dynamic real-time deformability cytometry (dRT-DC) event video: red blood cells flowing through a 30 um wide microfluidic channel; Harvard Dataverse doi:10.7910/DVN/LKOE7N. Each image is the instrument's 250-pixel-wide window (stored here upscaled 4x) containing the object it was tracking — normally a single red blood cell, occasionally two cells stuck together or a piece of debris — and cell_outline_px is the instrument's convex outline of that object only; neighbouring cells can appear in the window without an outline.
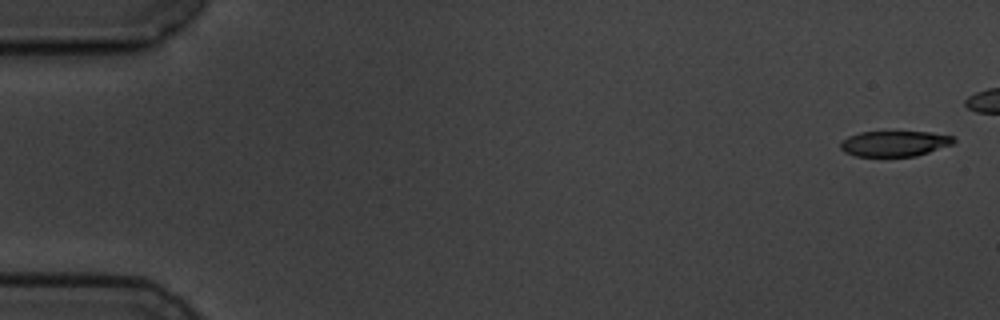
{"species": "common noctule bat (a hibernating species)", "species_latin": "Nyctalus noctula", "temperature_condition": "cold", "stored_images_in_passage": 8, "camera_frame_rate_fps": 3000, "um_per_image_px": 0.085, "animal": {"sex": "male", "body_mass_g": 19.5, "forearm_length_mm": 54.6}, "frame": {"image": 1, "passage_image": 1, "time_ms": 0.0, "image_size_px": [1000, 320], "cell_outline_px": [[956, 140], [952, 144], [916, 156], [856, 156], [844, 152], [840, 148], [840, 140], [848, 136], [860, 132], [932, 132], [952, 136]], "centroid_in_image_um": [75.99, 12.2], "position_along_channel_um": 9.0, "area_um2": 16.82}}
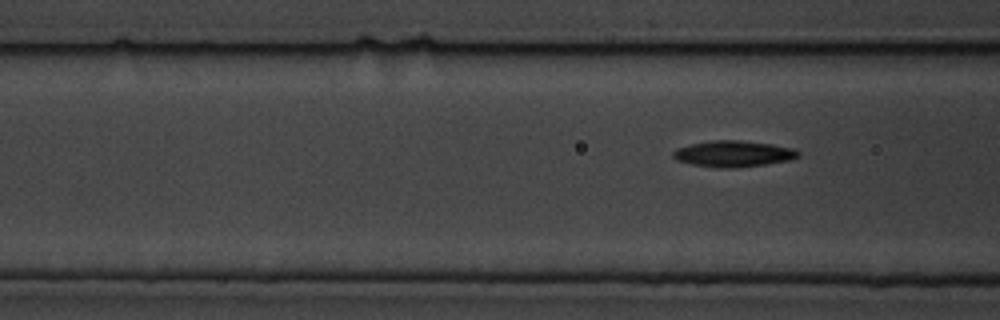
{"frame": {"image": 2, "passage_image": 8, "time_ms": 8.667, "image_size_px": [1000, 320], "cell_outline_px": [[800, 156], [792, 160], [764, 164], [732, 168], [720, 168], [692, 164], [676, 160], [672, 156], [672, 152], [676, 148], [692, 144], [712, 140], [736, 140], [772, 144], [792, 148], [800, 152]], "centroid_in_image_um": [62.34, 13.07], "position_along_channel_um": 104.3, "area_um2": 19.02}}